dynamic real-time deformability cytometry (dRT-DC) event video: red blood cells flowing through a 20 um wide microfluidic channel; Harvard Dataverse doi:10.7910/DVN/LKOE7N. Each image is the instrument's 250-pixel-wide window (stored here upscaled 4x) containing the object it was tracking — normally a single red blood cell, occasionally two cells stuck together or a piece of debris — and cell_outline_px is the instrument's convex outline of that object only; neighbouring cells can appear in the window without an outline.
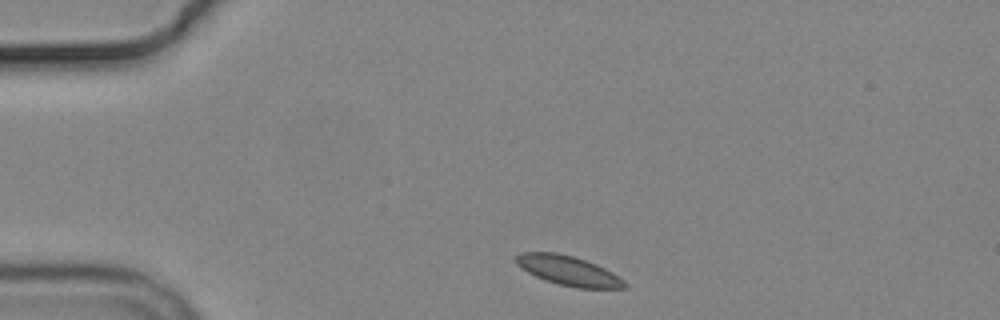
{"species": "common noctule bat (a hibernating species)", "species_latin": "Nyctalus noctula", "temperature_condition": "cold", "stored_images_in_passage": 2, "camera_frame_rate_fps": 3000, "um_per_image_px": 0.085, "animal": {"sex": "male", "body_mass_g": 19.2, "forearm_length_mm": 51.8}, "frame": {"image": 1, "passage_image": 1, "time_ms": 0.0, "image_size_px": [1000, 320], "cell_outline_px": [[628, 288], [576, 288], [544, 280], [528, 272], [516, 264], [516, 256], [520, 252], [556, 252], [572, 256], [596, 264], [612, 272], [624, 280], [628, 284]], "centroid_in_image_um": [48.33, 23.01], "position_along_channel_um": 36.7, "area_um2": 18.61}}